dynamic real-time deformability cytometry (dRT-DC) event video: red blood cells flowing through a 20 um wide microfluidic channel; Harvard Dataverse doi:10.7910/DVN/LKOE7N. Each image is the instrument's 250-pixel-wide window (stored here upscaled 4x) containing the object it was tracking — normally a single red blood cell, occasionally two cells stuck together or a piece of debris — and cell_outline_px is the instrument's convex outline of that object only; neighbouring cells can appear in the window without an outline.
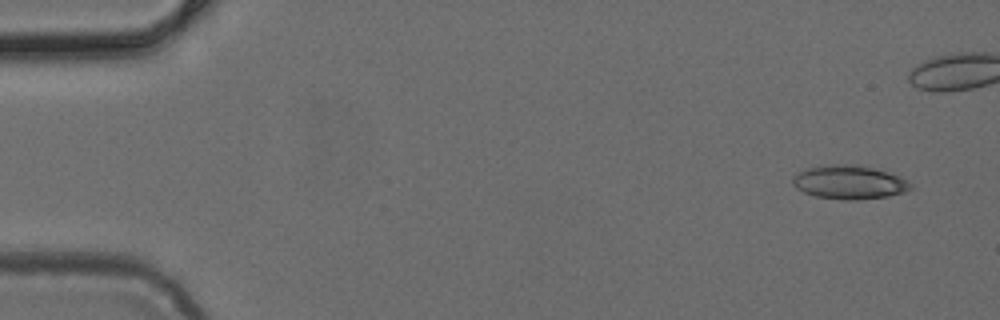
{"species": "common noctule bat (a hibernating species)", "species_latin": "Nyctalus noctula", "temperature_condition": "cold", "stored_images_in_passage": 5, "camera_frame_rate_fps": 3000, "um_per_image_px": 0.085, "animal": {"sex": "female", "body_mass_g": 24.6, "forearm_length_mm": 56.2}, "frame": {"image": 1, "passage_image": 1, "time_ms": 0.0, "image_size_px": [1000, 320], "cell_outline_px": [[912, 188], [904, 192], [888, 196], [856, 200], [844, 200], [816, 196], [804, 192], [796, 188], [792, 184], [792, 176], [804, 168], [832, 164], [852, 164], [872, 168], [900, 176], [912, 184]], "centroid_in_image_um": [72.15, 15.49], "position_along_channel_um": 12.8, "area_um2": 23.18}}